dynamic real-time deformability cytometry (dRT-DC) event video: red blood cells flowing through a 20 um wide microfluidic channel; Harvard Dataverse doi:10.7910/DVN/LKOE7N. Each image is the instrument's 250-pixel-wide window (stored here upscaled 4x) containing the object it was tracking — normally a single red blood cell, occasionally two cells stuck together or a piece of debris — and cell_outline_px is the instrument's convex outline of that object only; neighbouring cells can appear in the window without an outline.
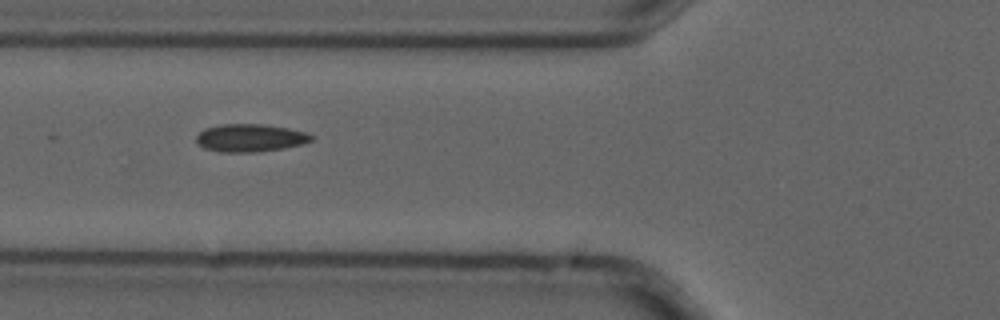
{"species": "common noctule bat (a hibernating species)", "species_latin": "Nyctalus noctula", "temperature_condition": "cold", "stored_images_in_passage": 6, "camera_frame_rate_fps": 3000, "um_per_image_px": 0.085, "animal": {"sex": "male", "forearm_length_mm": 52.5}, "frame": {"image": 1, "passage_image": 3, "time_ms": 0.667, "image_size_px": [1000, 320], "cell_outline_px": [[316, 136], [312, 140], [300, 144], [284, 148], [256, 152], [220, 152], [204, 148], [196, 140], [196, 136], [204, 128], [224, 124], [260, 124], [288, 128], [308, 132]], "centroid_in_image_um": [21.29, 11.72], "position_along_channel_um": 104.5, "area_um2": 18.61}}
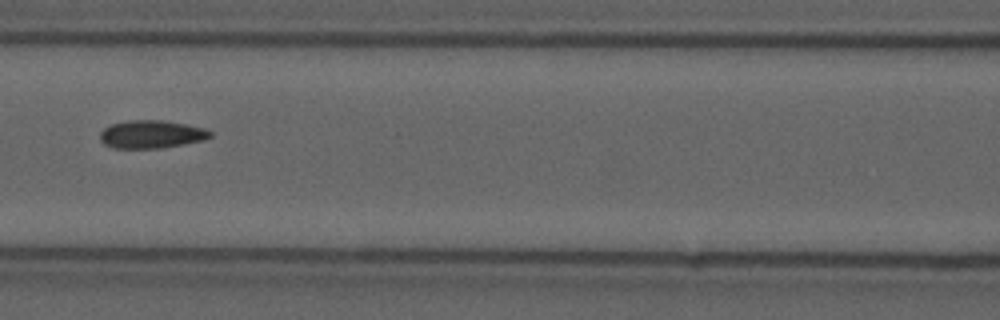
{"frame": {"image": 2, "passage_image": 4, "time_ms": 1.0, "image_size_px": [1000, 320], "cell_outline_px": [[212, 136], [204, 140], [184, 144], [160, 148], [112, 148], [104, 144], [100, 140], [100, 132], [104, 128], [112, 124], [128, 120], [164, 120], [188, 124], [204, 128], [212, 132]], "centroid_in_image_um": [12.88, 11.41], "position_along_channel_um": 153.7, "area_um2": 18.09}}
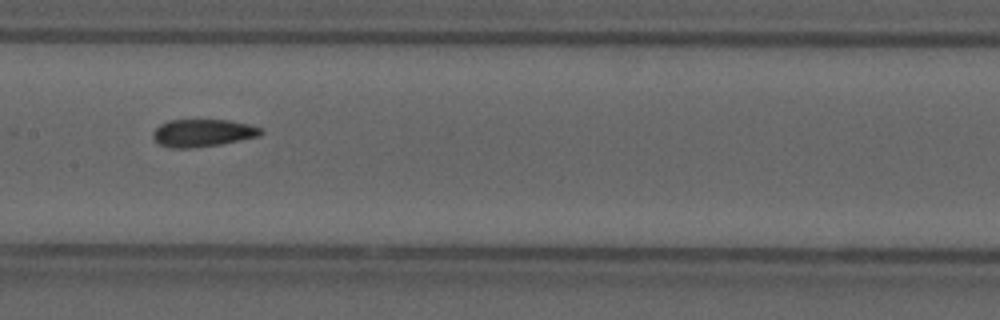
{"frame": {"image": 3, "passage_image": 5, "time_ms": 1.333, "image_size_px": [1000, 320], "cell_outline_px": [[264, 132], [260, 136], [220, 144], [192, 148], [168, 148], [152, 140], [152, 132], [160, 124], [168, 120], [228, 120], [248, 124], [264, 128]], "centroid_in_image_um": [17.22, 11.3], "position_along_channel_um": 190.2, "area_um2": 17.51}}